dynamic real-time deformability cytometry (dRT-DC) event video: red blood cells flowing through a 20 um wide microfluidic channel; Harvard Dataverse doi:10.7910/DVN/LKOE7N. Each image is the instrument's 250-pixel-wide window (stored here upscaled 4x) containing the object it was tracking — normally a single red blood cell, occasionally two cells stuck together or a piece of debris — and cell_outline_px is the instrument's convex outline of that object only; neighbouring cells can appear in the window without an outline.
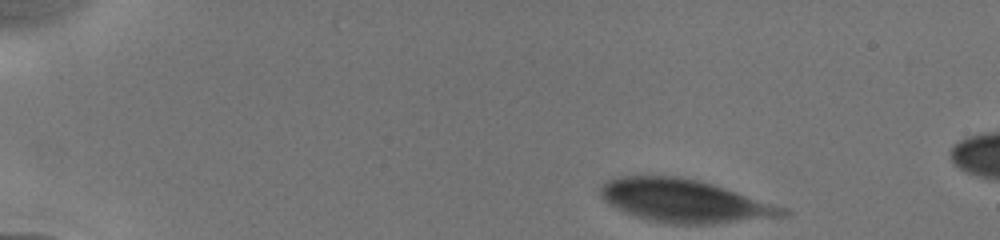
{"species": "human", "species_latin": "Homo sapiens", "temperature_condition": "cold", "stored_images_in_passage": 23, "camera_frame_rate_fps": 3000, "um_per_image_px": 0.085, "donor": {"sex": "male"}, "frame": {"image": 1, "passage_image": 1, "time_ms": 0.0, "image_size_px": [1000, 240], "cell_outline_px": [[792, 212], [788, 216], [712, 224], [672, 224], [648, 220], [624, 212], [608, 204], [600, 196], [600, 184], [604, 180], [616, 176], [680, 176], [700, 180], [788, 208]], "centroid_in_image_um": [58.17, 17.07], "position_along_channel_um": 26.8, "area_um2": 46.07}}